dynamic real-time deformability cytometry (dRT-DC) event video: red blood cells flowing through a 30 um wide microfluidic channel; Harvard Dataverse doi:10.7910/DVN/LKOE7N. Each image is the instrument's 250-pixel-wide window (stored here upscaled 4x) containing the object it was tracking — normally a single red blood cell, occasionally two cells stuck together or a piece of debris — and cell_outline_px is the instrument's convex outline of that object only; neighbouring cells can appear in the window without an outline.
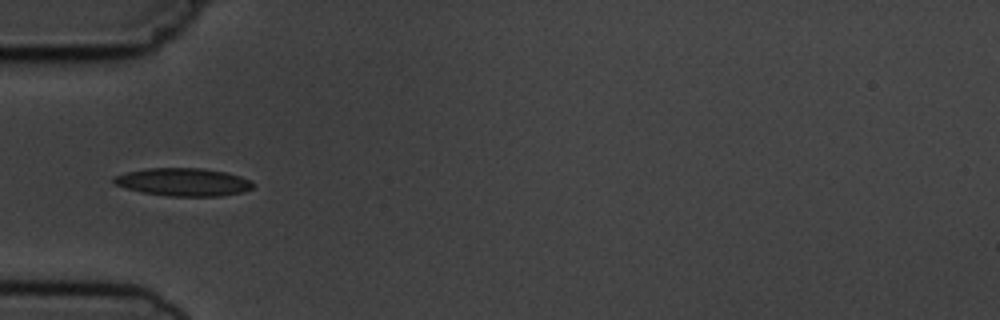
{"species": "common noctule bat (a hibernating species)", "species_latin": "Nyctalus noctula", "temperature_condition": "cold", "stored_images_in_passage": 10, "camera_frame_rate_fps": 3000, "um_per_image_px": 0.085, "animal": {"sex": "male", "body_mass_g": 19.5, "forearm_length_mm": 54.6}, "frame": {"image": 1, "passage_image": 5, "time_ms": 5.667, "image_size_px": [1000, 320], "cell_outline_px": [[252, 188], [244, 192], [220, 196], [168, 196], [144, 192], [124, 188], [116, 184], [112, 180], [116, 176], [128, 172], [148, 168], [200, 168], [224, 172], [240, 176], [252, 180]], "centroid_in_image_um": [15.61, 15.48], "position_along_channel_um": 69.4, "area_um2": 22.43}}
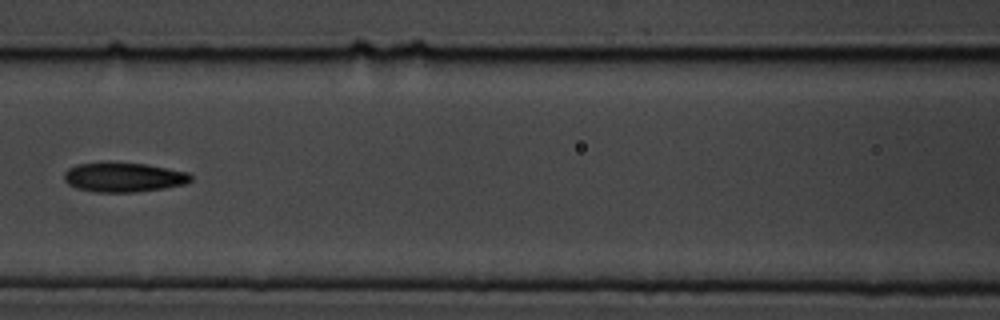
{"frame": {"image": 2, "passage_image": 7, "time_ms": 8.0, "image_size_px": [1000, 320], "cell_outline_px": [[192, 180], [184, 184], [164, 188], [136, 192], [96, 192], [76, 188], [68, 184], [64, 180], [64, 172], [68, 168], [76, 164], [104, 160], [112, 160], [148, 164], [188, 172], [192, 176]], "centroid_in_image_um": [10.46, 15.02], "position_along_channel_um": 156.1, "area_um2": 22.54}}
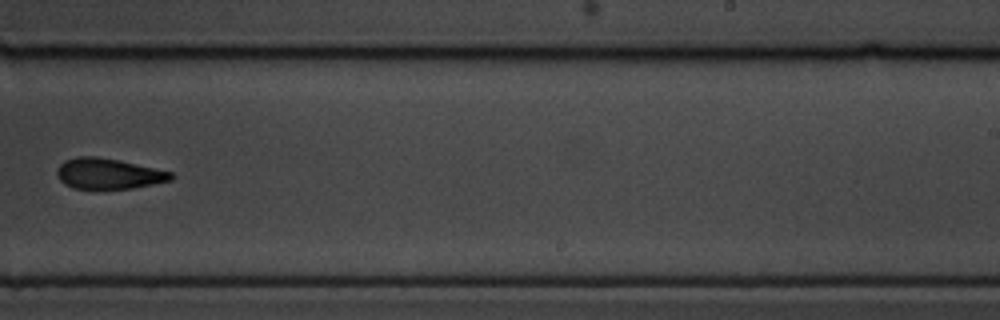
{"frame": {"image": 3, "passage_image": 10, "time_ms": 11.333, "image_size_px": [1000, 320], "cell_outline_px": [[176, 176], [172, 180], [132, 188], [72, 188], [64, 184], [60, 180], [56, 172], [60, 164], [64, 160], [76, 156], [96, 156], [116, 160], [172, 172]], "centroid_in_image_um": [9.2, 14.76], "position_along_channel_um": 279.8, "area_um2": 20.11}}